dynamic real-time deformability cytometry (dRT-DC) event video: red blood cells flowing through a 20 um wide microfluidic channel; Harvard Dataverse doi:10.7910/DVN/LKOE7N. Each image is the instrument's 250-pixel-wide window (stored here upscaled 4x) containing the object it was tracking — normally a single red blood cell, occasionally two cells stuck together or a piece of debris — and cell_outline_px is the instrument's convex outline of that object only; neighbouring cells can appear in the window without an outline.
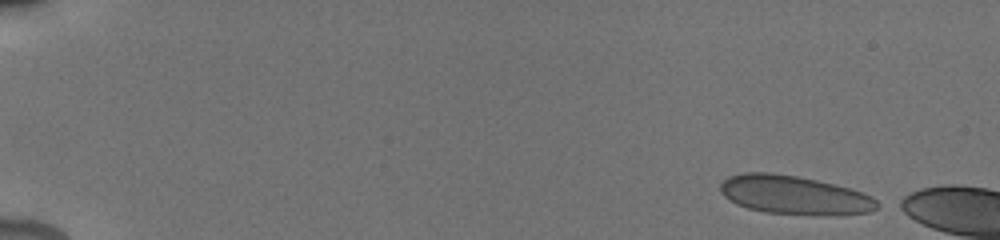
{"species": "human", "species_latin": "Homo sapiens", "temperature_condition": "cold", "stored_images_in_passage": 8, "camera_frame_rate_fps": 3000, "um_per_image_px": 0.085, "donor": {"sex": "male"}, "frame": {"image": 1, "passage_image": 1, "time_ms": 0.0, "image_size_px": [1000, 240], "cell_outline_px": [[884, 204], [868, 212], [824, 216], [764, 212], [748, 208], [736, 204], [724, 196], [720, 192], [720, 184], [728, 176], [740, 172], [768, 172], [796, 176], [836, 184], [872, 196]], "centroid_in_image_um": [67.52, 16.58], "position_along_channel_um": 17.5, "area_um2": 35.66}}